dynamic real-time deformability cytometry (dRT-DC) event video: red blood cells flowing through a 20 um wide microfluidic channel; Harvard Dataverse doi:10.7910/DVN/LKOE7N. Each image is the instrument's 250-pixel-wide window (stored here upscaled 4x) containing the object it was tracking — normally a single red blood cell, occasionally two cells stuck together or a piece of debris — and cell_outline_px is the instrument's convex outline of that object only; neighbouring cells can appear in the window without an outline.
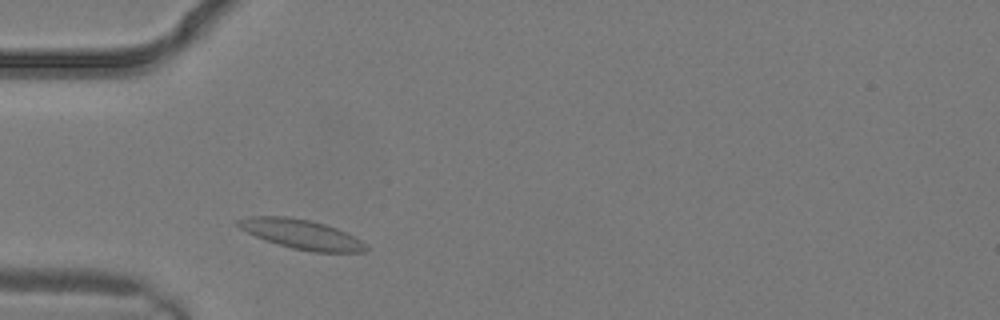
{"species": "common noctule bat (a hibernating species)", "species_latin": "Nyctalus noctula", "temperature_condition": "warm", "stored_images_in_passage": 1, "camera_frame_rate_fps": 3000, "um_per_image_px": 0.085, "animal": {"sex": "male", "body_mass_g": 19.2, "forearm_length_mm": 51.8}, "frame": {"image": 1, "passage_image": 1, "time_ms": 0.0, "image_size_px": [1000, 320], "cell_outline_px": [[368, 248], [364, 252], [312, 252], [292, 248], [256, 236], [240, 228], [236, 224], [236, 220], [252, 216], [288, 216], [308, 220], [324, 224], [348, 232], [360, 240]], "centroid_in_image_um": [25.64, 19.9], "position_along_channel_um": 59.4, "area_um2": 21.68}}